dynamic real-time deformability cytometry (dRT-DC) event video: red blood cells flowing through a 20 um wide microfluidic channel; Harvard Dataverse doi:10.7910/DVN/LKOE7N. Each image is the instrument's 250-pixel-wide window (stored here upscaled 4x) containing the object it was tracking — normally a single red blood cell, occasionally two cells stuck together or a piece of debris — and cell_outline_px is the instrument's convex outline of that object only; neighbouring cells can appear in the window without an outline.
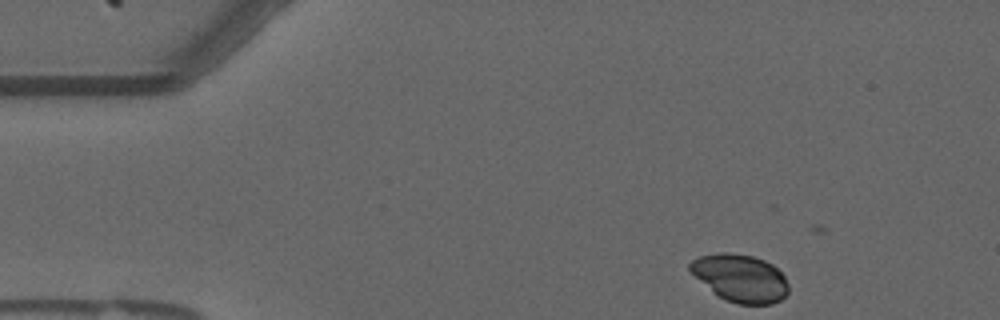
{"species": "common noctule bat (a hibernating species)", "species_latin": "Nyctalus noctula", "temperature_condition": "warm", "stored_images_in_passage": 13, "camera_frame_rate_fps": 3000, "um_per_image_px": 0.085, "animal": {"sex": "male", "forearm_length_mm": 52.5}, "frame": {"image": 1, "passage_image": 5, "time_ms": 1.333, "image_size_px": [1000, 320], "cell_outline_px": [[788, 292], [780, 300], [772, 304], [740, 304], [724, 300], [696, 276], [688, 268], [688, 264], [692, 260], [700, 256], [720, 252], [728, 252], [752, 256], [764, 260], [772, 264], [784, 276], [788, 284]], "centroid_in_image_um": [62.95, 23.63], "position_along_channel_um": 22.1, "area_um2": 26.93}}